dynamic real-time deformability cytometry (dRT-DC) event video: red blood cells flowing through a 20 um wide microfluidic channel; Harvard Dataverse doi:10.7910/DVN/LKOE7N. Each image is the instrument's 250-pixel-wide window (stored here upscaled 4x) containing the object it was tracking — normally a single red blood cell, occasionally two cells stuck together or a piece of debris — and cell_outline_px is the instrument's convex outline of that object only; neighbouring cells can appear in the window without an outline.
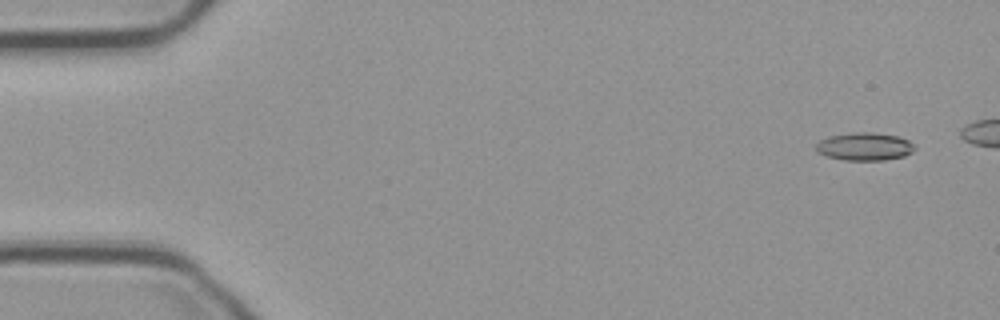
{"species": "common noctule bat (a hibernating species)", "species_latin": "Nyctalus noctula", "temperature_condition": "cold", "stored_images_in_passage": 49, "camera_frame_rate_fps": 3000, "um_per_image_px": 0.085, "animal": {"sex": "male", "body_mass_g": 23.1, "forearm_length_mm": 52.7}, "frame": {"image": 1, "passage_image": 4, "time_ms": 1.0, "image_size_px": [1000, 320], "cell_outline_px": [[916, 148], [912, 152], [904, 156], [884, 160], [844, 160], [828, 156], [816, 152], [816, 144], [820, 140], [832, 136], [852, 132], [872, 132], [896, 136], [908, 140]], "centroid_in_image_um": [73.49, 12.46], "position_along_channel_um": 11.5, "area_um2": 15.9}}
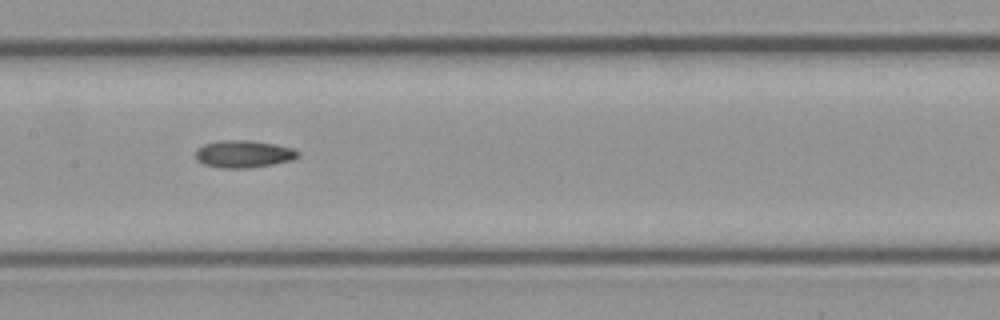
{"frame": {"image": 2, "passage_image": 28, "time_ms": 9.0, "image_size_px": [1000, 320], "cell_outline_px": [[300, 156], [292, 160], [272, 164], [248, 168], [220, 168], [204, 164], [196, 160], [196, 148], [204, 144], [220, 140], [248, 140], [272, 144], [292, 148], [300, 152]], "centroid_in_image_um": [20.68, 13.09], "position_along_channel_um": 186.7, "area_um2": 16.3}}
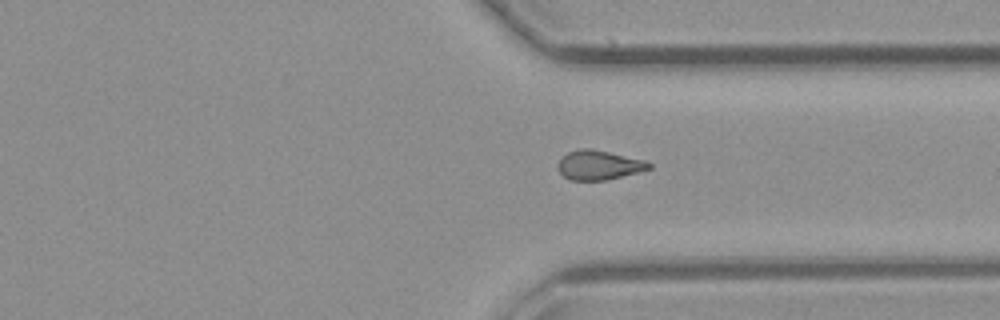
{"frame": {"image": 3, "passage_image": 42, "time_ms": 13.667, "image_size_px": [1000, 320], "cell_outline_px": [[652, 168], [604, 180], [572, 180], [564, 176], [556, 168], [556, 164], [568, 152], [580, 148], [592, 148], [644, 160], [652, 164]], "centroid_in_image_um": [50.87, 14.02], "position_along_channel_um": 360.5, "area_um2": 15.43}, "authors_computed_cell_mechanics": {"area_um2": 15.895, "velocity_mm_per_s": 3.7381, "shape_relaxation_time_tau1_ms": null, "shape_relaxation_time_tau2_ms": 7.0369, "deformation_change_tau1": null, "deformation_change_tau2": 0.1478}}